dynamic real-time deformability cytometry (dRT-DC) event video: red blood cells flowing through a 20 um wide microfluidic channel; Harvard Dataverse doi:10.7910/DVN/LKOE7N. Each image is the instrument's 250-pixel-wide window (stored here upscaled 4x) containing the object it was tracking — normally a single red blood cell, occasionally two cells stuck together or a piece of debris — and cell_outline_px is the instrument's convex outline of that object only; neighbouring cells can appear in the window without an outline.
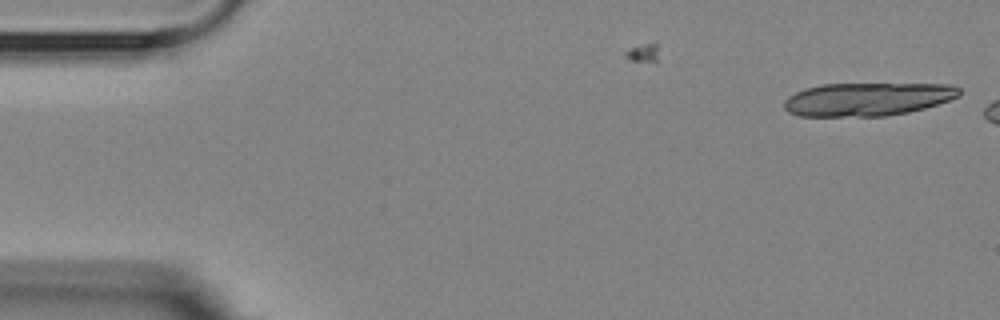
{"species": "Egyptian fruit bat (a non-hibernating species)", "species_latin": "Rousettus aegyptiacus", "temperature_condition": "room temperature", "stored_images_in_passage": 5, "camera_frame_rate_fps": 3000, "um_per_image_px": 0.085, "animal": {"sex": "female"}, "frame": {"image": 1, "passage_image": 1, "time_ms": 0.0, "image_size_px": [1000, 320], "cell_outline_px": [[960, 96], [924, 108], [908, 112], [884, 116], [800, 116], [788, 112], [784, 108], [784, 100], [788, 96], [804, 88], [820, 84], [948, 84], [960, 88]], "centroid_in_image_um": [73.69, 8.43], "position_along_channel_um": 11.3, "area_um2": 33.93}}